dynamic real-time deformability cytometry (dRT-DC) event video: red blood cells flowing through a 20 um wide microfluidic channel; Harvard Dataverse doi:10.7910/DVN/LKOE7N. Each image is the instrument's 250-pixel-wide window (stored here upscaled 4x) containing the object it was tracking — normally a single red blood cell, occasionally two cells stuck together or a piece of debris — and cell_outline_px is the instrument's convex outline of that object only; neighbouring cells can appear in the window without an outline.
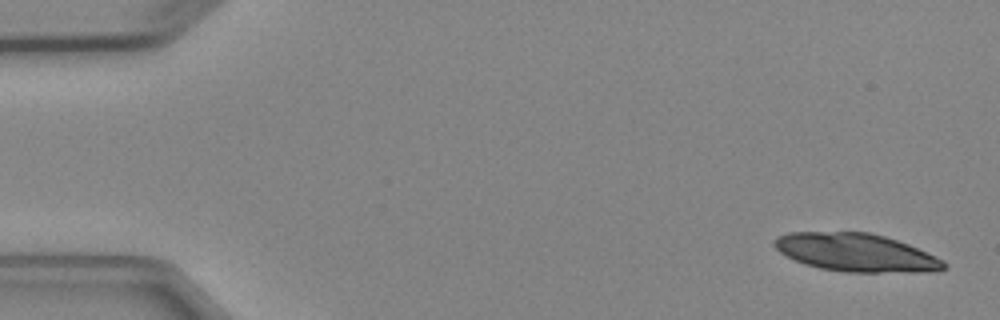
{"species": "Egyptian fruit bat (a non-hibernating species)", "species_latin": "Rousettus aegyptiacus", "temperature_condition": "cold", "stored_images_in_passage": 5, "camera_frame_rate_fps": 3000, "um_per_image_px": 0.085, "animal": {"sex": "female"}, "frame": {"image": 1, "passage_image": 1, "time_ms": 0.0, "image_size_px": [1000, 320], "cell_outline_px": [[948, 268], [940, 272], [844, 272], [820, 268], [804, 264], [780, 252], [772, 244], [776, 236], [788, 232], [868, 232], [884, 236], [908, 244], [944, 260], [948, 264]], "centroid_in_image_um": [72.8, 21.48], "position_along_channel_um": 12.2, "area_um2": 37.8}}